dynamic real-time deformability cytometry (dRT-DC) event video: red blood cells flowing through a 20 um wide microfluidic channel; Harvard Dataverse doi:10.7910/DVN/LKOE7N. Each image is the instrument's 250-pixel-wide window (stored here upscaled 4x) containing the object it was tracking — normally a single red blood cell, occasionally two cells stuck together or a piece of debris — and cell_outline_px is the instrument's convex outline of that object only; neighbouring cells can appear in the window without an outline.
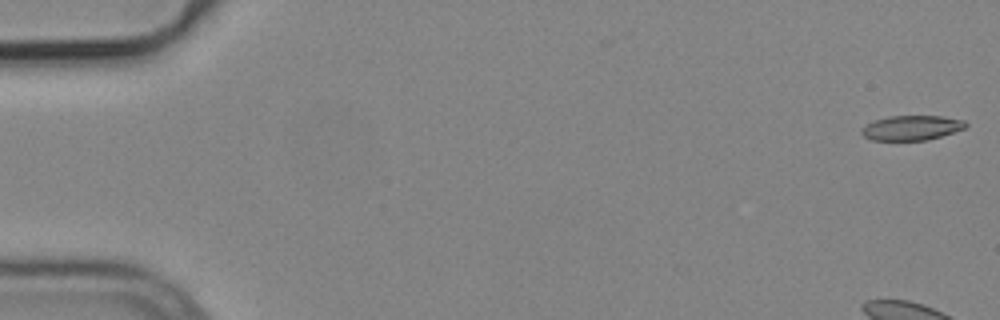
{"species": "common noctule bat (a hibernating species)", "species_latin": "Nyctalus noctula", "temperature_condition": "cold", "stored_images_in_passage": 5, "camera_frame_rate_fps": 3000, "um_per_image_px": 0.085, "animal": {"sex": "male", "body_mass_g": 19.2, "forearm_length_mm": 51.8}, "frame": {"image": 1, "passage_image": 1, "time_ms": 0.0, "image_size_px": [1000, 320], "cell_outline_px": [[968, 128], [928, 140], [872, 140], [864, 136], [860, 132], [860, 128], [876, 120], [892, 116], [944, 116], [964, 120], [968, 124]], "centroid_in_image_um": [77.54, 10.87], "position_along_channel_um": 7.5, "area_um2": 15.09}}